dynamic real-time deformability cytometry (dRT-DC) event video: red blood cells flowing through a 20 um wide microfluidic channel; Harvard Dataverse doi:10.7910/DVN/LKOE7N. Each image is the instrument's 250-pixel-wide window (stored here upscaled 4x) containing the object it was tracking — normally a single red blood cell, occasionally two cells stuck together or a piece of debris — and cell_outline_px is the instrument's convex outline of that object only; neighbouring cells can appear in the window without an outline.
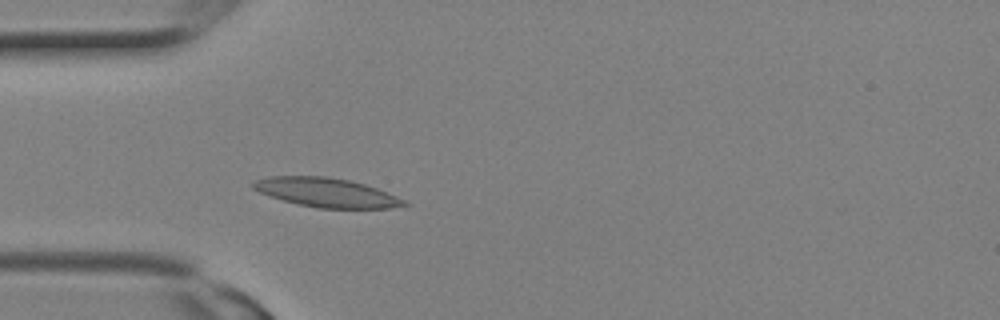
{"species": "Egyptian fruit bat (a non-hibernating species)", "species_latin": "Rousettus aegyptiacus", "temperature_condition": "room temperature", "stored_images_in_passage": 2, "camera_frame_rate_fps": 3000, "um_per_image_px": 0.085, "animal": {"sex": "female"}, "frame": {"image": 1, "passage_image": 2, "time_ms": 0.333, "image_size_px": [1000, 320], "cell_outline_px": [[412, 204], [388, 208], [316, 208], [296, 204], [268, 196], [252, 188], [252, 184], [256, 180], [268, 176], [328, 176], [348, 180], [364, 184], [376, 188], [404, 200]], "centroid_in_image_um": [27.7, 16.36], "position_along_channel_um": 57.3, "area_um2": 25.55}}